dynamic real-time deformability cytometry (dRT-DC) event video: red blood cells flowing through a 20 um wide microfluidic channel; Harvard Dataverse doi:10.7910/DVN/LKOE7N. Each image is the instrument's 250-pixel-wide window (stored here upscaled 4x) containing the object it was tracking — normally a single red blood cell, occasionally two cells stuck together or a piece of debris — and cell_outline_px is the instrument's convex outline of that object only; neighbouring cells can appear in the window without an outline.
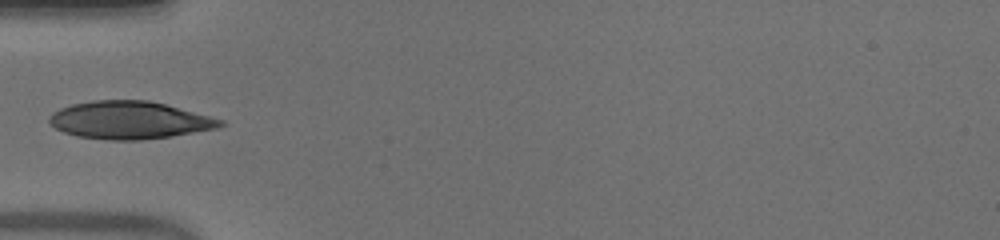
{"species": "human", "species_latin": "Homo sapiens", "temperature_condition": "warm", "stored_images_in_passage": 35, "camera_frame_rate_fps": 3000, "um_per_image_px": 0.085, "donor": {"sex": "male"}, "frame": {"image": 1, "passage_image": 1, "time_ms": 0.0, "image_size_px": [1000, 240], "cell_outline_px": [[224, 124], [220, 128], [172, 136], [140, 140], [108, 140], [76, 136], [64, 132], [56, 128], [48, 120], [48, 116], [52, 112], [60, 108], [72, 104], [92, 100], [148, 100], [164, 104], [224, 120]], "centroid_in_image_um": [10.99, 10.21], "position_along_channel_um": 74.0, "area_um2": 37.51}}
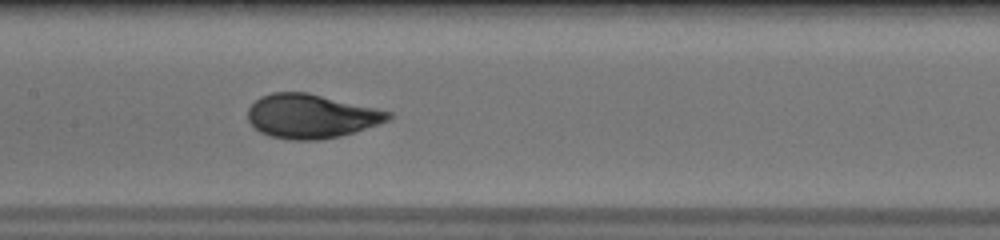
{"frame": {"image": 2, "passage_image": 9, "time_ms": 2.667, "image_size_px": [1000, 240], "cell_outline_px": [[392, 120], [340, 136], [320, 140], [292, 140], [272, 136], [260, 132], [248, 120], [248, 108], [260, 96], [272, 92], [308, 92], [376, 108], [392, 112]], "centroid_in_image_um": [26.46, 9.87], "position_along_channel_um": 180.9, "area_um2": 36.07}}
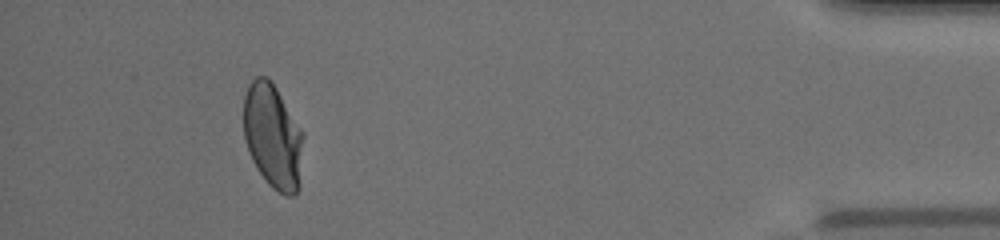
{"frame": {"image": 3, "passage_image": 31, "time_ms": 10.0, "image_size_px": [1000, 240], "cell_outline_px": [[304, 136], [300, 188], [292, 196], [284, 196], [272, 188], [268, 184], [252, 160], [244, 140], [244, 96], [248, 84], [256, 76], [268, 76], [276, 88], [304, 132]], "centroid_in_image_um": [23.21, 11.6], "position_along_channel_um": 412.0, "area_um2": 36.88}}